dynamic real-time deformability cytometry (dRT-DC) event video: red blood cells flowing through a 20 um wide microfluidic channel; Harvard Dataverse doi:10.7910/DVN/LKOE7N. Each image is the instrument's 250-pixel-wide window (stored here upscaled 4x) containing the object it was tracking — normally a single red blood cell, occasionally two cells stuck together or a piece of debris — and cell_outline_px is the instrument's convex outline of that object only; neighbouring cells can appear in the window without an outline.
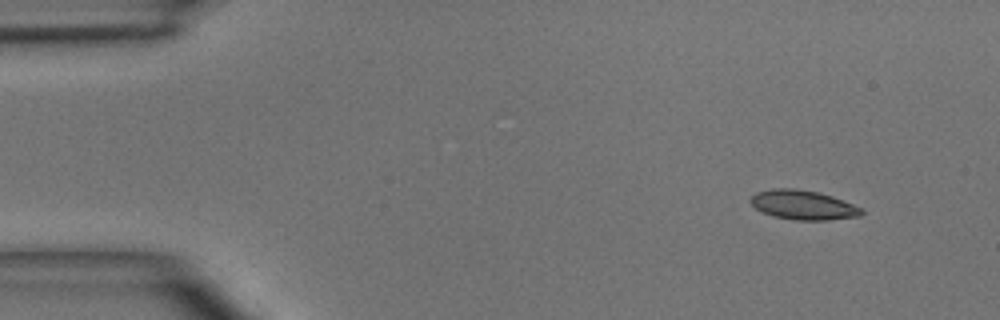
{"species": "common noctule bat (a hibernating species)", "species_latin": "Nyctalus noctula", "temperature_condition": "room temperature", "stored_images_in_passage": 3, "camera_frame_rate_fps": 3000, "um_per_image_px": 0.085, "animal": {"sex": "male", "body_mass_g": 15.6}, "frame": {"image": 1, "passage_image": 1, "time_ms": 0.0, "image_size_px": [1000, 320], "cell_outline_px": [[864, 212], [860, 216], [828, 220], [792, 220], [772, 216], [756, 208], [748, 200], [756, 192], [772, 188], [796, 188], [820, 192], [832, 196], [864, 208]], "centroid_in_image_um": [68.28, 17.42], "position_along_channel_um": 16.7, "area_um2": 19.25}}